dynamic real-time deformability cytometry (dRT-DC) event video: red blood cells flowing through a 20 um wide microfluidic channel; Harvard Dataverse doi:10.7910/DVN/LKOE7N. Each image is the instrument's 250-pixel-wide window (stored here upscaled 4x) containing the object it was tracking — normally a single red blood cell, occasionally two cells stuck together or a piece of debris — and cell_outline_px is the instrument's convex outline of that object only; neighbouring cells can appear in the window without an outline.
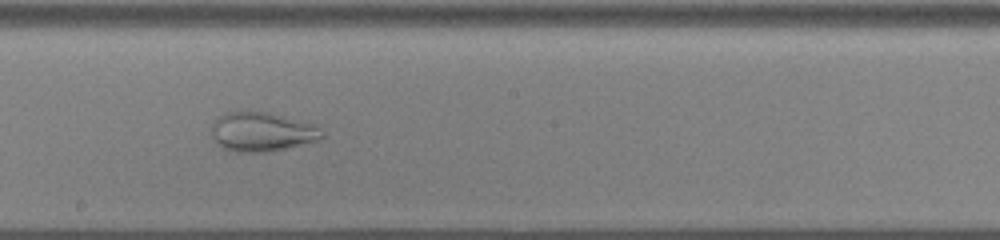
{"species": "common noctule bat (a hibernating species)", "species_latin": "Nyctalus noctula", "temperature_condition": "cold", "stored_images_in_passage": 38, "camera_frame_rate_fps": 3000, "um_per_image_px": 0.085, "animal": {"sex": "male", "body_mass_g": 13.0, "forearm_length_mm": 53.1}, "frame": {"image": 1, "passage_image": 17, "time_ms": 5.333, "image_size_px": [1000, 240], "cell_outline_px": [[324, 136], [320, 140], [288, 148], [264, 152], [236, 152], [224, 148], [216, 144], [212, 136], [212, 124], [224, 112], [248, 108], [268, 112], [316, 124], [324, 132]], "centroid_in_image_um": [22.27, 11.17], "position_along_channel_um": 225.9, "area_um2": 26.01}}